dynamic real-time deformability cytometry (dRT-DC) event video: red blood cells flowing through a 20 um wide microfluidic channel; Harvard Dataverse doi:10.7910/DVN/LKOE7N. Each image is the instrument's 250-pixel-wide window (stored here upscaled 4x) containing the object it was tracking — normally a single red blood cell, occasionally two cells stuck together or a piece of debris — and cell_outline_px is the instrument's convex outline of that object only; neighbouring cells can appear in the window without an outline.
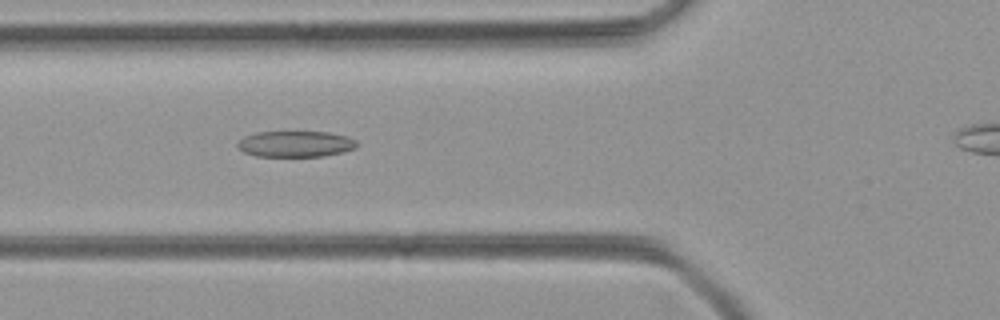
{"species": "common noctule bat (a hibernating species)", "species_latin": "Nyctalus noctula", "temperature_condition": "room temperature", "stored_images_in_passage": 34, "camera_frame_rate_fps": 3000, "um_per_image_px": 0.085, "animal": {"sex": "female", "body_mass_g": 21.9}, "frame": {"image": 1, "passage_image": 8, "time_ms": 2.333, "image_size_px": [1000, 320], "cell_outline_px": [[360, 144], [356, 148], [344, 152], [324, 156], [256, 156], [244, 152], [236, 144], [244, 136], [256, 132], [328, 132], [348, 136], [356, 140]], "centroid_in_image_um": [25.17, 12.23], "position_along_channel_um": 100.6, "area_um2": 18.21}}
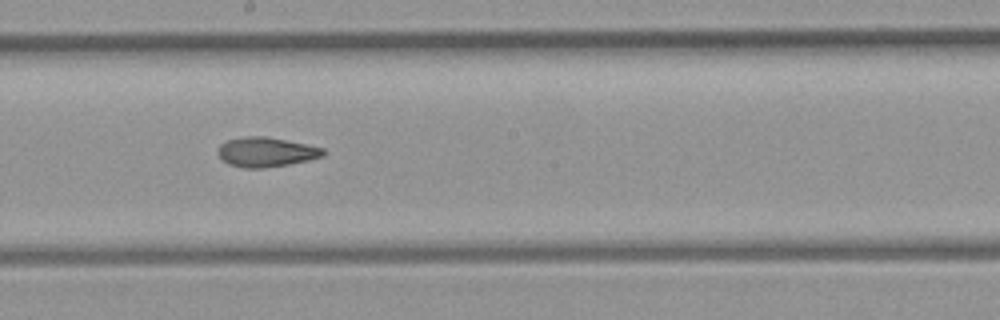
{"frame": {"image": 2, "passage_image": 17, "time_ms": 5.333, "image_size_px": [1000, 320], "cell_outline_px": [[328, 152], [324, 156], [308, 160], [288, 164], [264, 168], [244, 168], [228, 164], [216, 152], [220, 144], [228, 140], [244, 136], [264, 136], [308, 144], [324, 148]], "centroid_in_image_um": [22.64, 12.92], "position_along_channel_um": 225.6, "area_um2": 18.26}}
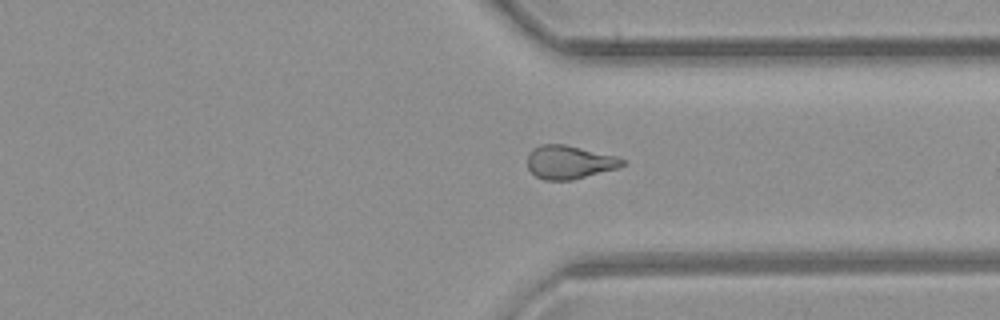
{"frame": {"image": 3, "passage_image": 27, "time_ms": 8.667, "image_size_px": [1000, 320], "cell_outline_px": [[624, 164], [620, 168], [572, 180], [544, 180], [536, 176], [528, 168], [528, 156], [532, 148], [540, 144], [564, 144], [616, 156], [624, 160]], "centroid_in_image_um": [48.39, 13.79], "position_along_channel_um": 363.0, "area_um2": 18.5}}